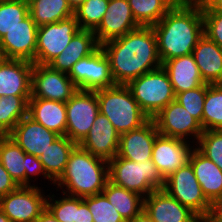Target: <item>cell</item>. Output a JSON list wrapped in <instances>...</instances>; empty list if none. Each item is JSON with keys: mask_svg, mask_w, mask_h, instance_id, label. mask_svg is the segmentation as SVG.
Wrapping results in <instances>:
<instances>
[{"mask_svg": "<svg viewBox=\"0 0 222 222\" xmlns=\"http://www.w3.org/2000/svg\"><path fill=\"white\" fill-rule=\"evenodd\" d=\"M100 47L109 60L115 84L127 85L131 80L162 67L152 26H140Z\"/></svg>", "mask_w": 222, "mask_h": 222, "instance_id": "obj_1", "label": "cell"}, {"mask_svg": "<svg viewBox=\"0 0 222 222\" xmlns=\"http://www.w3.org/2000/svg\"><path fill=\"white\" fill-rule=\"evenodd\" d=\"M152 28L161 62L191 54L204 35L202 6L175 4Z\"/></svg>", "mask_w": 222, "mask_h": 222, "instance_id": "obj_2", "label": "cell"}, {"mask_svg": "<svg viewBox=\"0 0 222 222\" xmlns=\"http://www.w3.org/2000/svg\"><path fill=\"white\" fill-rule=\"evenodd\" d=\"M108 181V161L92 155L77 144L54 186L57 185L58 190L63 189L60 193L84 198L102 193Z\"/></svg>", "mask_w": 222, "mask_h": 222, "instance_id": "obj_3", "label": "cell"}, {"mask_svg": "<svg viewBox=\"0 0 222 222\" xmlns=\"http://www.w3.org/2000/svg\"><path fill=\"white\" fill-rule=\"evenodd\" d=\"M95 92L99 112L110 120L120 135L140 128L150 119L141 110L127 85L116 84Z\"/></svg>", "mask_w": 222, "mask_h": 222, "instance_id": "obj_4", "label": "cell"}, {"mask_svg": "<svg viewBox=\"0 0 222 222\" xmlns=\"http://www.w3.org/2000/svg\"><path fill=\"white\" fill-rule=\"evenodd\" d=\"M108 164L110 182L144 198L165 187V179L152 159L135 162L116 155Z\"/></svg>", "mask_w": 222, "mask_h": 222, "instance_id": "obj_5", "label": "cell"}, {"mask_svg": "<svg viewBox=\"0 0 222 222\" xmlns=\"http://www.w3.org/2000/svg\"><path fill=\"white\" fill-rule=\"evenodd\" d=\"M127 86L141 110L150 119L175 100L172 84L163 67L131 80Z\"/></svg>", "mask_w": 222, "mask_h": 222, "instance_id": "obj_6", "label": "cell"}, {"mask_svg": "<svg viewBox=\"0 0 222 222\" xmlns=\"http://www.w3.org/2000/svg\"><path fill=\"white\" fill-rule=\"evenodd\" d=\"M164 190L199 218L208 215L210 202L204 196L189 162L165 179Z\"/></svg>", "mask_w": 222, "mask_h": 222, "instance_id": "obj_7", "label": "cell"}, {"mask_svg": "<svg viewBox=\"0 0 222 222\" xmlns=\"http://www.w3.org/2000/svg\"><path fill=\"white\" fill-rule=\"evenodd\" d=\"M65 105L66 136L79 144L87 136L99 114L97 94L95 91L78 89Z\"/></svg>", "mask_w": 222, "mask_h": 222, "instance_id": "obj_8", "label": "cell"}, {"mask_svg": "<svg viewBox=\"0 0 222 222\" xmlns=\"http://www.w3.org/2000/svg\"><path fill=\"white\" fill-rule=\"evenodd\" d=\"M68 76L80 90L96 91L116 85L109 60L100 45L90 55L77 61Z\"/></svg>", "mask_w": 222, "mask_h": 222, "instance_id": "obj_9", "label": "cell"}, {"mask_svg": "<svg viewBox=\"0 0 222 222\" xmlns=\"http://www.w3.org/2000/svg\"><path fill=\"white\" fill-rule=\"evenodd\" d=\"M43 191L34 184L18 186L14 191L0 197V210L11 222H34L46 209L47 196Z\"/></svg>", "mask_w": 222, "mask_h": 222, "instance_id": "obj_10", "label": "cell"}, {"mask_svg": "<svg viewBox=\"0 0 222 222\" xmlns=\"http://www.w3.org/2000/svg\"><path fill=\"white\" fill-rule=\"evenodd\" d=\"M80 30L74 15L56 23L39 26L35 63L48 64L68 46L73 36Z\"/></svg>", "mask_w": 222, "mask_h": 222, "instance_id": "obj_11", "label": "cell"}, {"mask_svg": "<svg viewBox=\"0 0 222 222\" xmlns=\"http://www.w3.org/2000/svg\"><path fill=\"white\" fill-rule=\"evenodd\" d=\"M77 90L67 73L54 70L47 64H33L30 98L66 103Z\"/></svg>", "mask_w": 222, "mask_h": 222, "instance_id": "obj_12", "label": "cell"}, {"mask_svg": "<svg viewBox=\"0 0 222 222\" xmlns=\"http://www.w3.org/2000/svg\"><path fill=\"white\" fill-rule=\"evenodd\" d=\"M152 119L159 134L184 141H189L194 136L193 141L197 140V143L204 131L201 123L176 100L170 102Z\"/></svg>", "mask_w": 222, "mask_h": 222, "instance_id": "obj_13", "label": "cell"}, {"mask_svg": "<svg viewBox=\"0 0 222 222\" xmlns=\"http://www.w3.org/2000/svg\"><path fill=\"white\" fill-rule=\"evenodd\" d=\"M38 26L30 14L0 39V53L5 59H20L35 64Z\"/></svg>", "mask_w": 222, "mask_h": 222, "instance_id": "obj_14", "label": "cell"}, {"mask_svg": "<svg viewBox=\"0 0 222 222\" xmlns=\"http://www.w3.org/2000/svg\"><path fill=\"white\" fill-rule=\"evenodd\" d=\"M193 141H184L158 134L156 136L152 161L164 179L189 162L190 154L194 149Z\"/></svg>", "mask_w": 222, "mask_h": 222, "instance_id": "obj_15", "label": "cell"}, {"mask_svg": "<svg viewBox=\"0 0 222 222\" xmlns=\"http://www.w3.org/2000/svg\"><path fill=\"white\" fill-rule=\"evenodd\" d=\"M138 27L140 25L133 17L128 0H109L106 13L94 34L97 43L101 45Z\"/></svg>", "mask_w": 222, "mask_h": 222, "instance_id": "obj_16", "label": "cell"}, {"mask_svg": "<svg viewBox=\"0 0 222 222\" xmlns=\"http://www.w3.org/2000/svg\"><path fill=\"white\" fill-rule=\"evenodd\" d=\"M120 134L99 112L87 136L78 144L92 155L110 161L118 153Z\"/></svg>", "mask_w": 222, "mask_h": 222, "instance_id": "obj_17", "label": "cell"}, {"mask_svg": "<svg viewBox=\"0 0 222 222\" xmlns=\"http://www.w3.org/2000/svg\"><path fill=\"white\" fill-rule=\"evenodd\" d=\"M143 210L153 222H198L199 217L171 197L164 189L144 198Z\"/></svg>", "mask_w": 222, "mask_h": 222, "instance_id": "obj_18", "label": "cell"}, {"mask_svg": "<svg viewBox=\"0 0 222 222\" xmlns=\"http://www.w3.org/2000/svg\"><path fill=\"white\" fill-rule=\"evenodd\" d=\"M26 153L39 157L50 144L59 137L55 132L48 130L42 124L26 115L8 134Z\"/></svg>", "mask_w": 222, "mask_h": 222, "instance_id": "obj_19", "label": "cell"}, {"mask_svg": "<svg viewBox=\"0 0 222 222\" xmlns=\"http://www.w3.org/2000/svg\"><path fill=\"white\" fill-rule=\"evenodd\" d=\"M158 134L153 119H149L138 129L121 134L117 156L135 162L151 159Z\"/></svg>", "mask_w": 222, "mask_h": 222, "instance_id": "obj_20", "label": "cell"}, {"mask_svg": "<svg viewBox=\"0 0 222 222\" xmlns=\"http://www.w3.org/2000/svg\"><path fill=\"white\" fill-rule=\"evenodd\" d=\"M33 62L20 59L0 60V97L31 96Z\"/></svg>", "mask_w": 222, "mask_h": 222, "instance_id": "obj_21", "label": "cell"}, {"mask_svg": "<svg viewBox=\"0 0 222 222\" xmlns=\"http://www.w3.org/2000/svg\"><path fill=\"white\" fill-rule=\"evenodd\" d=\"M162 67L169 76L175 95L205 84L192 53L162 62Z\"/></svg>", "mask_w": 222, "mask_h": 222, "instance_id": "obj_22", "label": "cell"}, {"mask_svg": "<svg viewBox=\"0 0 222 222\" xmlns=\"http://www.w3.org/2000/svg\"><path fill=\"white\" fill-rule=\"evenodd\" d=\"M192 54L204 83L222 84V48L204 34Z\"/></svg>", "mask_w": 222, "mask_h": 222, "instance_id": "obj_23", "label": "cell"}, {"mask_svg": "<svg viewBox=\"0 0 222 222\" xmlns=\"http://www.w3.org/2000/svg\"><path fill=\"white\" fill-rule=\"evenodd\" d=\"M98 46L94 31L80 30L73 36L68 46L47 65L68 74L77 61L90 55Z\"/></svg>", "mask_w": 222, "mask_h": 222, "instance_id": "obj_24", "label": "cell"}, {"mask_svg": "<svg viewBox=\"0 0 222 222\" xmlns=\"http://www.w3.org/2000/svg\"><path fill=\"white\" fill-rule=\"evenodd\" d=\"M28 116L59 136L66 135V105L63 102L30 98Z\"/></svg>", "mask_w": 222, "mask_h": 222, "instance_id": "obj_25", "label": "cell"}, {"mask_svg": "<svg viewBox=\"0 0 222 222\" xmlns=\"http://www.w3.org/2000/svg\"><path fill=\"white\" fill-rule=\"evenodd\" d=\"M191 164L206 199L211 203L222 195V170L196 147L190 154Z\"/></svg>", "mask_w": 222, "mask_h": 222, "instance_id": "obj_26", "label": "cell"}, {"mask_svg": "<svg viewBox=\"0 0 222 222\" xmlns=\"http://www.w3.org/2000/svg\"><path fill=\"white\" fill-rule=\"evenodd\" d=\"M77 144L66 135L56 138L39 156L46 175L55 183L63 174L69 155Z\"/></svg>", "mask_w": 222, "mask_h": 222, "instance_id": "obj_27", "label": "cell"}, {"mask_svg": "<svg viewBox=\"0 0 222 222\" xmlns=\"http://www.w3.org/2000/svg\"><path fill=\"white\" fill-rule=\"evenodd\" d=\"M102 193L114 206L125 221L137 216L143 211L144 197L108 181Z\"/></svg>", "mask_w": 222, "mask_h": 222, "instance_id": "obj_28", "label": "cell"}, {"mask_svg": "<svg viewBox=\"0 0 222 222\" xmlns=\"http://www.w3.org/2000/svg\"><path fill=\"white\" fill-rule=\"evenodd\" d=\"M29 14L39 27L74 15L68 0H28Z\"/></svg>", "mask_w": 222, "mask_h": 222, "instance_id": "obj_29", "label": "cell"}, {"mask_svg": "<svg viewBox=\"0 0 222 222\" xmlns=\"http://www.w3.org/2000/svg\"><path fill=\"white\" fill-rule=\"evenodd\" d=\"M0 162L18 186H25L26 153L8 135H0Z\"/></svg>", "mask_w": 222, "mask_h": 222, "instance_id": "obj_30", "label": "cell"}, {"mask_svg": "<svg viewBox=\"0 0 222 222\" xmlns=\"http://www.w3.org/2000/svg\"><path fill=\"white\" fill-rule=\"evenodd\" d=\"M31 96L0 97V135H8L16 124L28 115Z\"/></svg>", "mask_w": 222, "mask_h": 222, "instance_id": "obj_31", "label": "cell"}, {"mask_svg": "<svg viewBox=\"0 0 222 222\" xmlns=\"http://www.w3.org/2000/svg\"><path fill=\"white\" fill-rule=\"evenodd\" d=\"M133 17L140 26L157 24L175 5L171 0H128Z\"/></svg>", "mask_w": 222, "mask_h": 222, "instance_id": "obj_32", "label": "cell"}, {"mask_svg": "<svg viewBox=\"0 0 222 222\" xmlns=\"http://www.w3.org/2000/svg\"><path fill=\"white\" fill-rule=\"evenodd\" d=\"M202 128L203 130H222V84H207Z\"/></svg>", "mask_w": 222, "mask_h": 222, "instance_id": "obj_33", "label": "cell"}, {"mask_svg": "<svg viewBox=\"0 0 222 222\" xmlns=\"http://www.w3.org/2000/svg\"><path fill=\"white\" fill-rule=\"evenodd\" d=\"M109 0H85L74 10V16L81 30L95 31L108 8Z\"/></svg>", "mask_w": 222, "mask_h": 222, "instance_id": "obj_34", "label": "cell"}, {"mask_svg": "<svg viewBox=\"0 0 222 222\" xmlns=\"http://www.w3.org/2000/svg\"><path fill=\"white\" fill-rule=\"evenodd\" d=\"M29 15L28 0L0 2V39Z\"/></svg>", "mask_w": 222, "mask_h": 222, "instance_id": "obj_35", "label": "cell"}, {"mask_svg": "<svg viewBox=\"0 0 222 222\" xmlns=\"http://www.w3.org/2000/svg\"><path fill=\"white\" fill-rule=\"evenodd\" d=\"M83 199L92 214L93 222H126L103 193Z\"/></svg>", "mask_w": 222, "mask_h": 222, "instance_id": "obj_36", "label": "cell"}, {"mask_svg": "<svg viewBox=\"0 0 222 222\" xmlns=\"http://www.w3.org/2000/svg\"><path fill=\"white\" fill-rule=\"evenodd\" d=\"M195 145L222 170V130H204Z\"/></svg>", "mask_w": 222, "mask_h": 222, "instance_id": "obj_37", "label": "cell"}, {"mask_svg": "<svg viewBox=\"0 0 222 222\" xmlns=\"http://www.w3.org/2000/svg\"><path fill=\"white\" fill-rule=\"evenodd\" d=\"M55 200V194L47 195L46 209L59 221V222H74L76 216V196L61 194Z\"/></svg>", "mask_w": 222, "mask_h": 222, "instance_id": "obj_38", "label": "cell"}, {"mask_svg": "<svg viewBox=\"0 0 222 222\" xmlns=\"http://www.w3.org/2000/svg\"><path fill=\"white\" fill-rule=\"evenodd\" d=\"M206 90L207 83L175 95V100L178 101L194 118H196L201 123V126Z\"/></svg>", "mask_w": 222, "mask_h": 222, "instance_id": "obj_39", "label": "cell"}, {"mask_svg": "<svg viewBox=\"0 0 222 222\" xmlns=\"http://www.w3.org/2000/svg\"><path fill=\"white\" fill-rule=\"evenodd\" d=\"M201 6L204 34L222 48V12L212 11L206 4Z\"/></svg>", "mask_w": 222, "mask_h": 222, "instance_id": "obj_40", "label": "cell"}, {"mask_svg": "<svg viewBox=\"0 0 222 222\" xmlns=\"http://www.w3.org/2000/svg\"><path fill=\"white\" fill-rule=\"evenodd\" d=\"M44 179L50 180L53 184L54 182L46 175V172L43 168L42 163L39 160V157H36L31 154H26V167H25V186H32L31 185V178L34 176L41 175Z\"/></svg>", "mask_w": 222, "mask_h": 222, "instance_id": "obj_41", "label": "cell"}, {"mask_svg": "<svg viewBox=\"0 0 222 222\" xmlns=\"http://www.w3.org/2000/svg\"><path fill=\"white\" fill-rule=\"evenodd\" d=\"M17 187V183L11 178L10 174L0 162V197L14 191Z\"/></svg>", "mask_w": 222, "mask_h": 222, "instance_id": "obj_42", "label": "cell"}, {"mask_svg": "<svg viewBox=\"0 0 222 222\" xmlns=\"http://www.w3.org/2000/svg\"><path fill=\"white\" fill-rule=\"evenodd\" d=\"M74 222H93L92 214L83 198L76 196V216Z\"/></svg>", "mask_w": 222, "mask_h": 222, "instance_id": "obj_43", "label": "cell"}, {"mask_svg": "<svg viewBox=\"0 0 222 222\" xmlns=\"http://www.w3.org/2000/svg\"><path fill=\"white\" fill-rule=\"evenodd\" d=\"M207 216L215 222H222V195L210 203V210Z\"/></svg>", "mask_w": 222, "mask_h": 222, "instance_id": "obj_44", "label": "cell"}, {"mask_svg": "<svg viewBox=\"0 0 222 222\" xmlns=\"http://www.w3.org/2000/svg\"><path fill=\"white\" fill-rule=\"evenodd\" d=\"M34 222H59L47 209H45Z\"/></svg>", "mask_w": 222, "mask_h": 222, "instance_id": "obj_45", "label": "cell"}, {"mask_svg": "<svg viewBox=\"0 0 222 222\" xmlns=\"http://www.w3.org/2000/svg\"><path fill=\"white\" fill-rule=\"evenodd\" d=\"M205 4L212 11L222 12V0H206Z\"/></svg>", "mask_w": 222, "mask_h": 222, "instance_id": "obj_46", "label": "cell"}, {"mask_svg": "<svg viewBox=\"0 0 222 222\" xmlns=\"http://www.w3.org/2000/svg\"><path fill=\"white\" fill-rule=\"evenodd\" d=\"M126 222H153L151 218L147 215V213L143 210L137 216L127 220Z\"/></svg>", "mask_w": 222, "mask_h": 222, "instance_id": "obj_47", "label": "cell"}, {"mask_svg": "<svg viewBox=\"0 0 222 222\" xmlns=\"http://www.w3.org/2000/svg\"><path fill=\"white\" fill-rule=\"evenodd\" d=\"M174 4H183V5H203L206 0H171Z\"/></svg>", "mask_w": 222, "mask_h": 222, "instance_id": "obj_48", "label": "cell"}, {"mask_svg": "<svg viewBox=\"0 0 222 222\" xmlns=\"http://www.w3.org/2000/svg\"><path fill=\"white\" fill-rule=\"evenodd\" d=\"M85 0H68L69 5L71 6V8L73 10H75L76 8H78L81 4L84 3Z\"/></svg>", "mask_w": 222, "mask_h": 222, "instance_id": "obj_49", "label": "cell"}, {"mask_svg": "<svg viewBox=\"0 0 222 222\" xmlns=\"http://www.w3.org/2000/svg\"><path fill=\"white\" fill-rule=\"evenodd\" d=\"M0 222H11V220L0 210Z\"/></svg>", "mask_w": 222, "mask_h": 222, "instance_id": "obj_50", "label": "cell"}, {"mask_svg": "<svg viewBox=\"0 0 222 222\" xmlns=\"http://www.w3.org/2000/svg\"><path fill=\"white\" fill-rule=\"evenodd\" d=\"M198 222H215L211 220L208 216L199 218Z\"/></svg>", "mask_w": 222, "mask_h": 222, "instance_id": "obj_51", "label": "cell"}]
</instances>
